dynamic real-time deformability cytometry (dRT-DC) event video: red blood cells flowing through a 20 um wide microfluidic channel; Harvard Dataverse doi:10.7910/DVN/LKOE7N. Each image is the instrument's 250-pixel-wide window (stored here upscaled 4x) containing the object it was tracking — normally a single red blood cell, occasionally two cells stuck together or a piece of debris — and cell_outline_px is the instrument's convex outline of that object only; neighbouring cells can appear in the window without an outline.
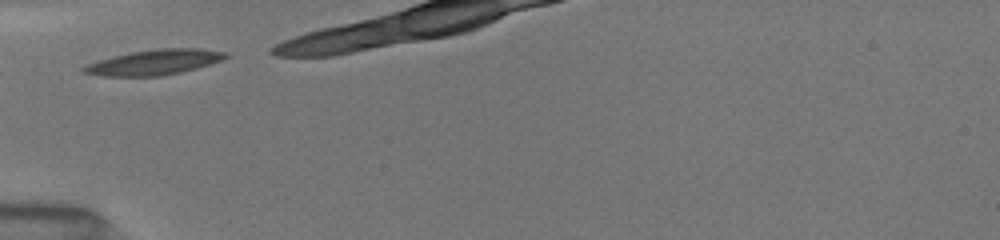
{"species": "common noctule bat (a hibernating species)", "species_latin": "Nyctalus noctula", "temperature_condition": "room temperature", "stored_images_in_passage": 3, "camera_frame_rate_fps": 3000, "um_per_image_px": 0.085, "animal": {"sex": "female", "body_mass_g": 19.5, "forearm_length_mm": 54.1}, "frame": {"image": 1, "passage_image": 1, "time_ms": 0.0, "image_size_px": [1000, 240], "cell_outline_px": [[232, 56], [224, 60], [196, 68], [180, 72], [160, 76], [100, 76], [80, 72], [80, 68], [88, 64], [112, 56], [132, 52], [160, 48], [200, 48], [224, 52]], "centroid_in_image_um": [13.13, 5.29], "position_along_channel_um": 71.9, "area_um2": 20.92}}